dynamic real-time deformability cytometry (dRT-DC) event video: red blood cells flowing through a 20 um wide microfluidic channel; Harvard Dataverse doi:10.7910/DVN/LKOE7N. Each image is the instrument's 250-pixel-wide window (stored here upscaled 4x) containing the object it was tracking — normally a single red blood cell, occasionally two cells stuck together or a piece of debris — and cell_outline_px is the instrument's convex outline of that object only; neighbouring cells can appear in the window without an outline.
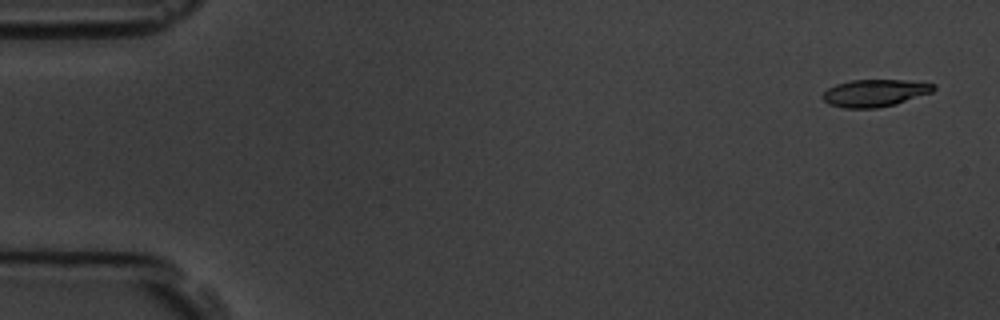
{"species": "common noctule bat (a hibernating species)", "species_latin": "Nyctalus noctula", "temperature_condition": "room temperature", "stored_images_in_passage": 4, "camera_frame_rate_fps": 3000, "um_per_image_px": 0.085, "animal": {"sex": "male", "body_mass_g": 19.5, "forearm_length_mm": 54.6}, "frame": {"image": 1, "passage_image": 1, "time_ms": 0.0, "image_size_px": [1000, 320], "cell_outline_px": [[936, 88], [932, 92], [896, 104], [876, 108], [844, 108], [828, 104], [820, 96], [828, 88], [836, 84], [852, 80], [904, 80], [936, 84]], "centroid_in_image_um": [74.34, 7.91], "position_along_channel_um": 10.7, "area_um2": 17.63}}